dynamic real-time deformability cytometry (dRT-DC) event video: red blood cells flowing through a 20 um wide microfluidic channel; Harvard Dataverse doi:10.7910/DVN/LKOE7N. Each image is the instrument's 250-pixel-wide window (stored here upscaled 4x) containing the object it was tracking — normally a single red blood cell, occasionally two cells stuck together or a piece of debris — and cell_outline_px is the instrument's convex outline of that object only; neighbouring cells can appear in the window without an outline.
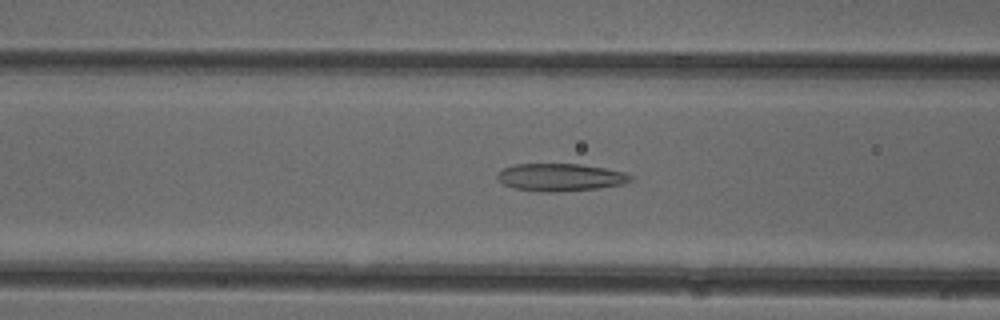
{"species": "common noctule bat (a hibernating species)", "species_latin": "Nyctalus noctula", "temperature_condition": "cold", "stored_images_in_passage": 50, "camera_frame_rate_fps": 3000, "um_per_image_px": 0.085, "animal": {"sex": "female"}, "frame": {"image": 1, "passage_image": 19, "time_ms": 6.0, "image_size_px": [1000, 320], "cell_outline_px": [[632, 180], [624, 184], [596, 188], [556, 192], [540, 192], [512, 188], [504, 184], [496, 176], [504, 168], [512, 164], [580, 164], [604, 168], [624, 172], [632, 176]], "centroid_in_image_um": [47.62, 15.07], "position_along_channel_um": 119.0, "area_um2": 21.33}}
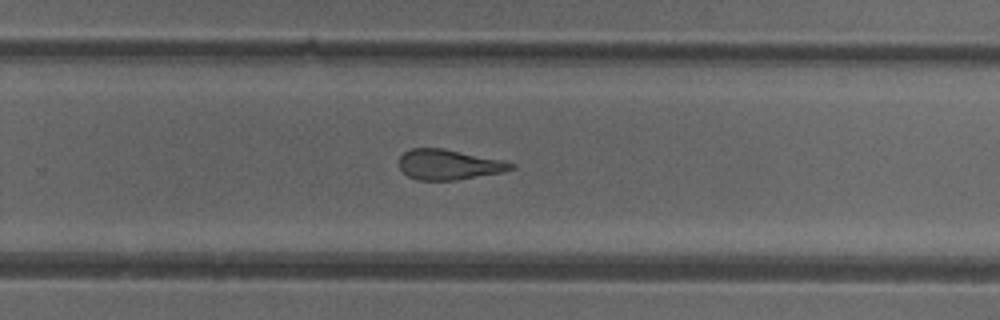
{"frame": {"image": 2, "passage_image": 32, "time_ms": 10.333, "image_size_px": [1000, 320], "cell_outline_px": [[516, 168], [500, 172], [456, 180], [420, 180], [408, 176], [400, 168], [400, 156], [404, 152], [412, 148], [444, 148], [504, 160], [516, 164]], "centroid_in_image_um": [38.17, 13.98], "position_along_channel_um": 291.6, "area_um2": 19.65}}
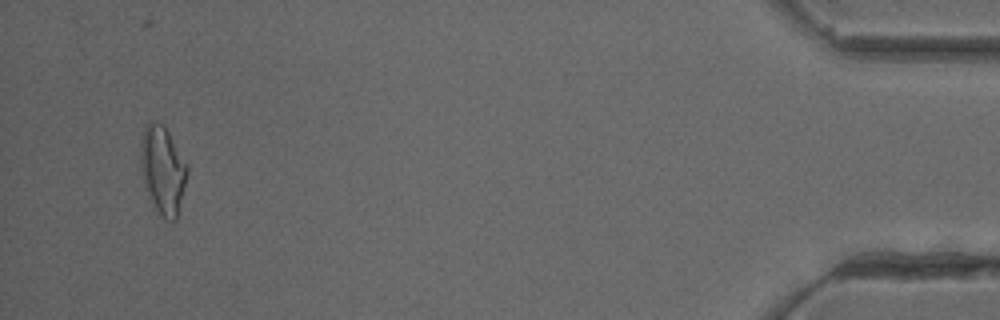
{"frame": {"image": 3, "passage_image": 48, "time_ms": 15.667, "image_size_px": [1000, 320], "cell_outline_px": [[188, 172], [176, 220], [172, 224], [156, 208], [148, 196], [140, 168], [140, 144], [144, 124], [148, 120], [160, 120], [164, 124], [188, 164]], "centroid_in_image_um": [13.82, 14.35], "position_along_channel_um": 421.4, "area_um2": 24.28}, "authors_computed_cell_mechanics": {"area_um2": 22.1952, "velocity_mm_per_s": 3.9868, "shape_relaxation_time_tau1_ms": null, "shape_relaxation_time_tau2_ms": 2.8727, "deformation_change_tau1": null, "deformation_change_tau2": 0.1306}}